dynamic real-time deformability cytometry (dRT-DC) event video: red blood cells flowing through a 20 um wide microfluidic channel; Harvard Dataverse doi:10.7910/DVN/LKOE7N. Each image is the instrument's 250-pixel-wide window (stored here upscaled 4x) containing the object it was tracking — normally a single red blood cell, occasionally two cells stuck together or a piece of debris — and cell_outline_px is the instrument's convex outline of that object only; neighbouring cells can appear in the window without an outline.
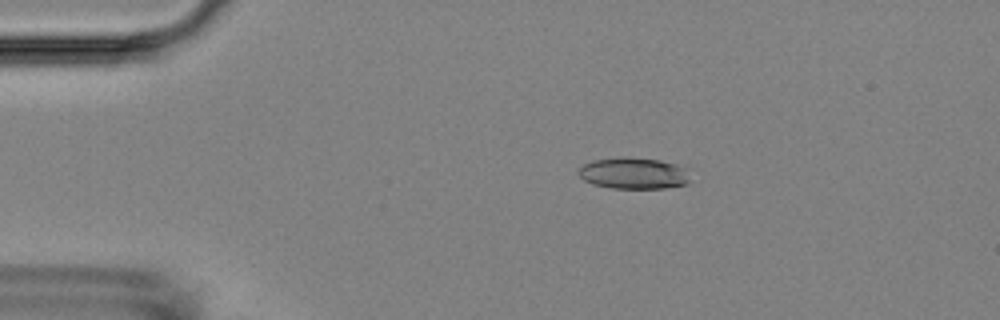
{"species": "Egyptian fruit bat (a non-hibernating species)", "species_latin": "Rousettus aegyptiacus", "temperature_condition": "room temperature", "stored_images_in_passage": 47, "camera_frame_rate_fps": 3000, "um_per_image_px": 0.085, "animal": {"sex": "female"}, "frame": {"image": 1, "passage_image": 3, "time_ms": 0.667, "image_size_px": [1000, 320], "cell_outline_px": [[692, 168], [688, 184], [664, 188], [612, 188], [592, 184], [584, 180], [576, 172], [584, 164], [592, 160], [620, 156], [628, 156], [660, 160]], "centroid_in_image_um": [53.91, 14.71], "position_along_channel_um": 31.1, "area_um2": 21.04}}
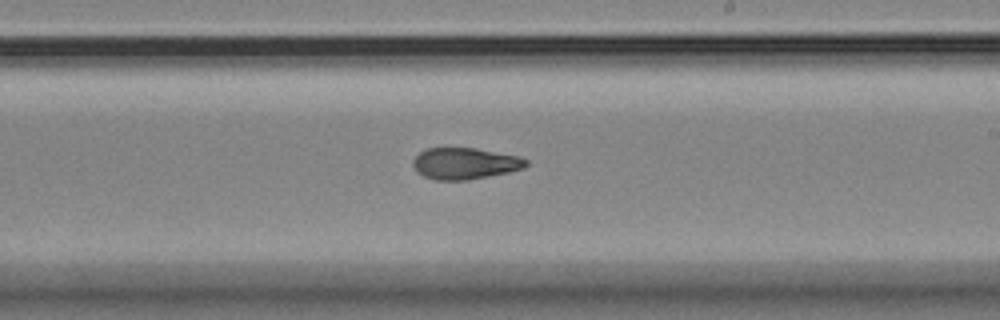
{"frame": {"image": 2, "passage_image": 25, "time_ms": 8.0, "image_size_px": [1000, 320], "cell_outline_px": [[528, 164], [524, 168], [508, 172], [468, 180], [436, 180], [424, 176], [416, 172], [412, 164], [412, 160], [420, 152], [428, 148], [476, 148], [520, 156], [528, 160]], "centroid_in_image_um": [39.52, 13.89], "position_along_channel_um": 249.5, "area_um2": 20.81}}
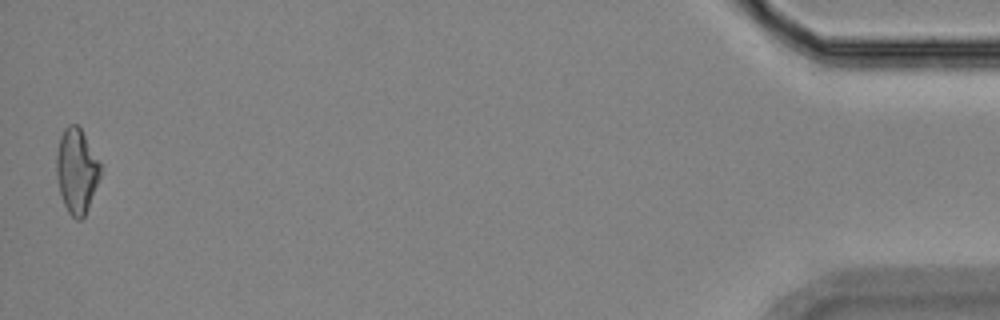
{"frame": {"image": 3, "passage_image": 47, "time_ms": 15.333, "image_size_px": [1000, 320], "cell_outline_px": [[100, 176], [84, 216], [80, 220], [76, 220], [68, 212], [64, 204], [60, 192], [56, 172], [56, 156], [60, 136], [64, 128], [68, 124], [76, 124], [80, 128], [100, 164]], "centroid_in_image_um": [6.48, 14.52], "position_along_channel_um": 428.7, "area_um2": 21.21}, "authors_computed_cell_mechanics": {"area_um2": 21.2704, "velocity_mm_per_s": 3.6408, "shape_relaxation_time_tau1_ms": 8.9381, "shape_relaxation_time_tau2_ms": 4.222, "deformation_change_tau1": 0.2011, "deformation_change_tau2": 0.1142}}